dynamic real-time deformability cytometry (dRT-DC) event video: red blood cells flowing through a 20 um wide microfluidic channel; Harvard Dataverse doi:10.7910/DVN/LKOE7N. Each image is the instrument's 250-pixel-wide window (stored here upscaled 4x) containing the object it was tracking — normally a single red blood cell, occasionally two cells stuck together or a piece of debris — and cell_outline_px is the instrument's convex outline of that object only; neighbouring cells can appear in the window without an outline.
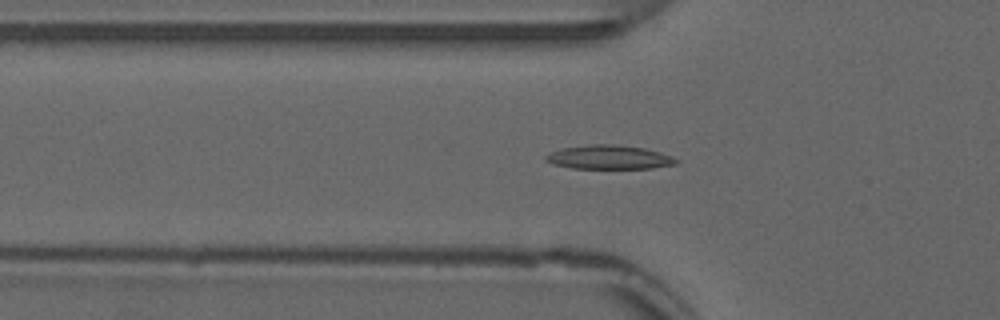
{"species": "common noctule bat (a hibernating species)", "species_latin": "Nyctalus noctula", "temperature_condition": "warm", "stored_images_in_passage": 54, "camera_frame_rate_fps": 3000, "um_per_image_px": 0.085, "animal": {"sex": "male", "forearm_length_mm": 52.5}, "frame": {"image": 1, "passage_image": 18, "time_ms": 5.667, "image_size_px": [1000, 320], "cell_outline_px": [[680, 160], [676, 164], [652, 168], [572, 168], [552, 164], [544, 160], [544, 156], [548, 152], [560, 148], [588, 144], [612, 144], [644, 148], [660, 152], [672, 156]], "centroid_in_image_um": [51.73, 13.36], "position_along_channel_um": 74.1, "area_um2": 18.38}}
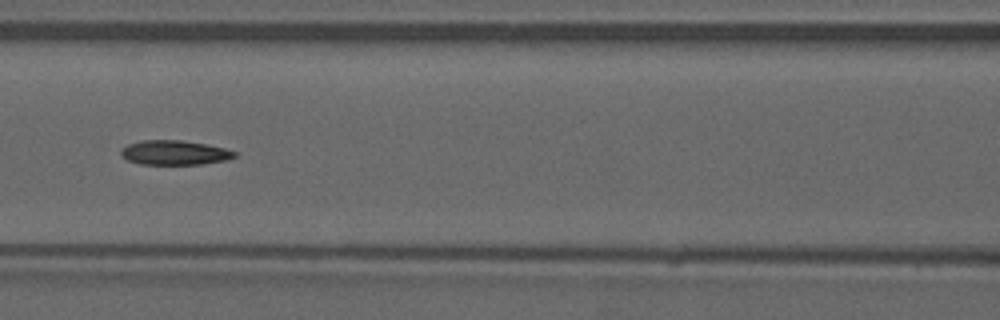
{"frame": {"image": 2, "passage_image": 24, "time_ms": 7.667, "image_size_px": [1000, 320], "cell_outline_px": [[236, 156], [228, 160], [200, 164], [140, 164], [128, 160], [120, 156], [120, 148], [128, 144], [140, 140], [180, 140], [204, 144], [224, 148], [236, 152]], "centroid_in_image_um": [14.79, 12.97], "position_along_channel_um": 151.8, "area_um2": 16.24}}
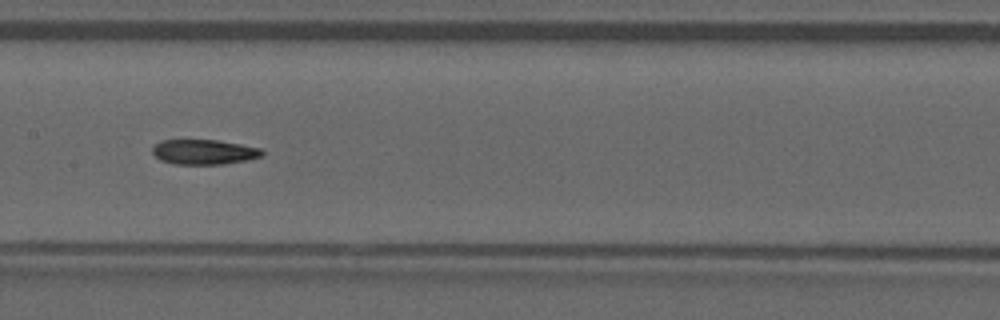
{"frame": {"image": 3, "passage_image": 27, "time_ms": 8.667, "image_size_px": [1000, 320], "cell_outline_px": [[264, 156], [224, 164], [172, 164], [160, 160], [152, 152], [152, 148], [160, 140], [216, 140], [240, 144], [260, 148], [264, 152]], "centroid_in_image_um": [17.33, 12.92], "position_along_channel_um": 190.1, "area_um2": 15.9}}